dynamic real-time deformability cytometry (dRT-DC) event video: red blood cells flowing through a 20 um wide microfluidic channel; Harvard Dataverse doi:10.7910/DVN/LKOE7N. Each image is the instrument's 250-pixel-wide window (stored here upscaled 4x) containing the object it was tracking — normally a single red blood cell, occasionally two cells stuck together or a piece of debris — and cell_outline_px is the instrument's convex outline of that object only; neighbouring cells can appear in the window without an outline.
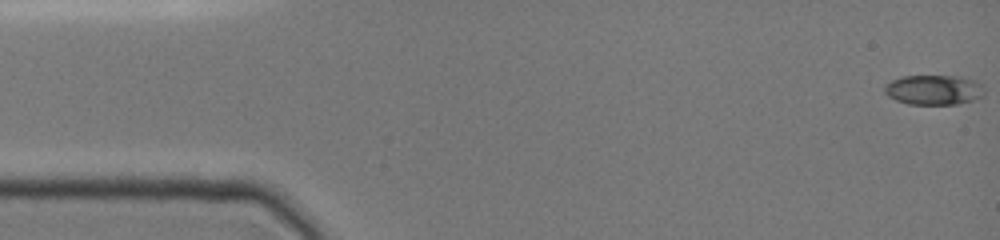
{"species": "common noctule bat (a hibernating species)", "species_latin": "Nyctalus noctula", "temperature_condition": "cold", "stored_images_in_passage": 11, "camera_frame_rate_fps": 3000, "um_per_image_px": 0.085, "animal": {"sex": "female", "body_mass_g": 19.0, "forearm_length_mm": 51.5}, "frame": {"image": 1, "passage_image": 1, "time_ms": 0.0, "image_size_px": [1000, 240], "cell_outline_px": [[984, 96], [972, 100], [956, 104], [908, 104], [896, 100], [888, 96], [884, 92], [884, 84], [892, 80], [904, 76], [960, 76], [976, 80], [984, 88]], "centroid_in_image_um": [79.37, 7.63], "position_along_channel_um": 5.6, "area_um2": 17.46}}
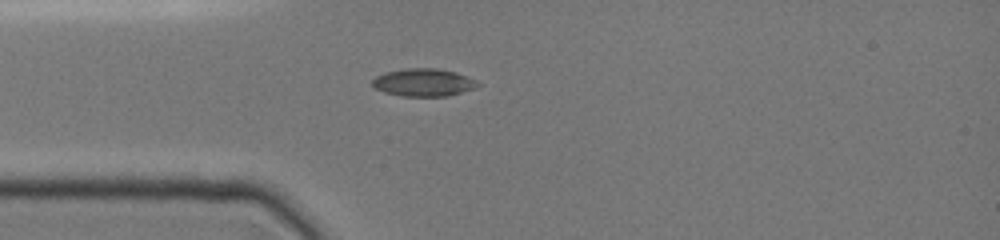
{"frame": {"image": 2, "passage_image": 10, "time_ms": 4.0, "image_size_px": [1000, 240], "cell_outline_px": [[480, 84], [476, 88], [448, 96], [400, 96], [384, 92], [376, 88], [372, 84], [372, 80], [376, 76], [388, 72], [404, 68], [436, 68], [456, 72], [476, 80]], "centroid_in_image_um": [36.02, 7.01], "position_along_channel_um": 49.0, "area_um2": 16.99}}